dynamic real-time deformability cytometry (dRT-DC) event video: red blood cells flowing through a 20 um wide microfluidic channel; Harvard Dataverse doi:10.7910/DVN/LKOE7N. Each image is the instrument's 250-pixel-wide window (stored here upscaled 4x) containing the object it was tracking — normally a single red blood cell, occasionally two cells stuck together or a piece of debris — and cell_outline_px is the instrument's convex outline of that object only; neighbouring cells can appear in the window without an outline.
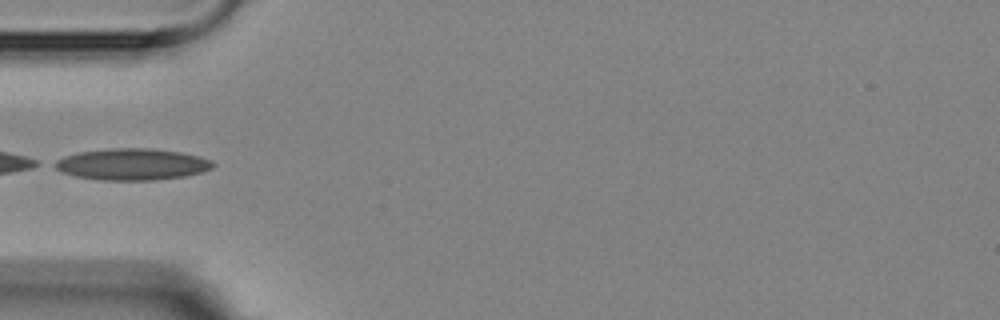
{"species": "Egyptian fruit bat (a non-hibernating species)", "species_latin": "Rousettus aegyptiacus", "temperature_condition": "room temperature", "stored_images_in_passage": 6, "camera_frame_rate_fps": 3000, "um_per_image_px": 0.085, "animal": {"sex": "female"}, "frame": {"image": 1, "passage_image": 6, "time_ms": 5.667, "image_size_px": [1000, 320], "cell_outline_px": [[216, 164], [212, 168], [204, 172], [184, 176], [156, 180], [100, 180], [76, 176], [60, 172], [48, 164], [64, 156], [80, 152], [112, 148], [148, 148], [180, 152], [200, 156], [212, 160]], "centroid_in_image_um": [11.21, 13.97], "position_along_channel_um": 73.8, "area_um2": 29.36}}